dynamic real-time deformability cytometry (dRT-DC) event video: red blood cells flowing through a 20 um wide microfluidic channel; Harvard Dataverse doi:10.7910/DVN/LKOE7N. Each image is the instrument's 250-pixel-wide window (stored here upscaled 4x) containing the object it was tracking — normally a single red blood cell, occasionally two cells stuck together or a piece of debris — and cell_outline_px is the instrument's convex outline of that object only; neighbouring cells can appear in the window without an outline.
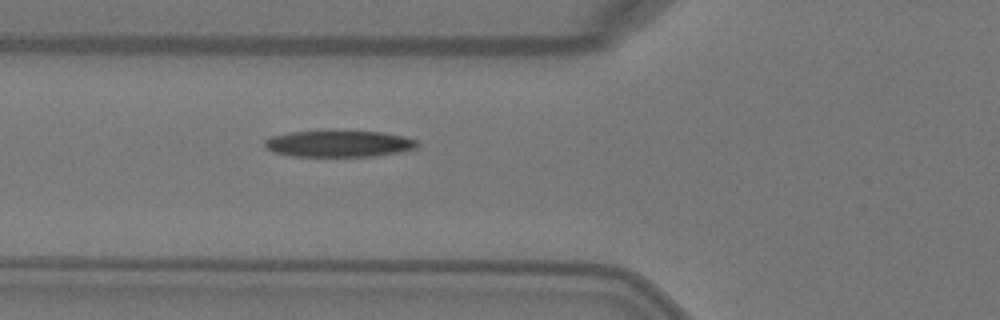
{"species": "Egyptian fruit bat (a non-hibernating species)", "species_latin": "Rousettus aegyptiacus", "temperature_condition": "warm", "stored_images_in_passage": 4, "camera_frame_rate_fps": 3000, "um_per_image_px": 0.085, "animal": {"sex": "female"}, "frame": {"image": 1, "passage_image": 4, "time_ms": 1.0, "image_size_px": [1000, 320], "cell_outline_px": [[420, 144], [416, 148], [400, 152], [376, 156], [292, 156], [272, 152], [264, 148], [264, 140], [272, 136], [288, 132], [328, 128], [332, 128], [380, 132], [404, 136], [416, 140]], "centroid_in_image_um": [28.76, 12.17], "position_along_channel_um": 97.0, "area_um2": 24.74}}